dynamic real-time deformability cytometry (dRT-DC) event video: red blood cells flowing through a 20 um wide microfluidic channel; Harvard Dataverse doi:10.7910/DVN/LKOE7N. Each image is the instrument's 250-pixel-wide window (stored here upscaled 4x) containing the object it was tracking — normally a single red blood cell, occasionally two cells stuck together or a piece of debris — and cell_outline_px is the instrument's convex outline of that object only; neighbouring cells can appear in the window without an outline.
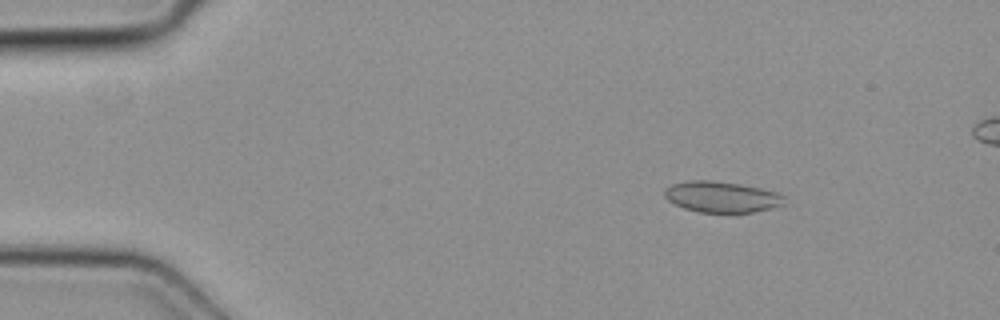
{"species": "common noctule bat (a hibernating species)", "species_latin": "Nyctalus noctula", "temperature_condition": "cold", "stored_images_in_passage": 6, "camera_frame_rate_fps": 3000, "um_per_image_px": 0.085, "animal": {"sex": "female", "body_mass_g": 19.3, "forearm_length_mm": 54.1}, "frame": {"image": 1, "passage_image": 3, "time_ms": 0.667, "image_size_px": [1000, 320], "cell_outline_px": [[784, 204], [772, 208], [752, 212], [728, 216], [700, 212], [684, 208], [668, 200], [664, 196], [664, 188], [672, 184], [688, 180], [712, 180], [740, 184], [760, 188], [776, 192], [784, 196]], "centroid_in_image_um": [61.33, 16.77], "position_along_channel_um": 23.7, "area_um2": 22.31}}